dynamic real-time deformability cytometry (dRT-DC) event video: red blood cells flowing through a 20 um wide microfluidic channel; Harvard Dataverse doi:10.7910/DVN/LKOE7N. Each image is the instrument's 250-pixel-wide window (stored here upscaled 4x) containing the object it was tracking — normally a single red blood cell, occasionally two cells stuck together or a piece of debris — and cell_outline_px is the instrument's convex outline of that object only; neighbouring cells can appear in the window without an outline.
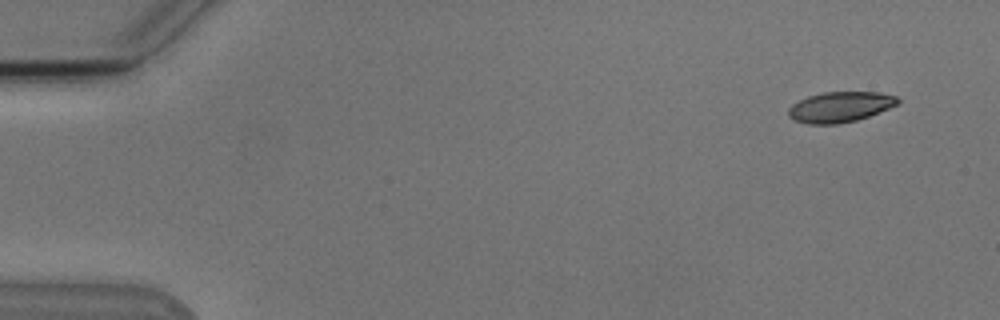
{"species": "Egyptian fruit bat (a non-hibernating species)", "species_latin": "Rousettus aegyptiacus", "temperature_condition": "cold", "stored_images_in_passage": 6, "camera_frame_rate_fps": 3000, "um_per_image_px": 0.085, "animal": {"sex": "male"}, "frame": {"image": 1, "passage_image": 2, "time_ms": 1.0, "image_size_px": [1000, 320], "cell_outline_px": [[900, 104], [868, 116], [856, 120], [836, 124], [808, 124], [796, 120], [788, 116], [788, 108], [792, 104], [808, 96], [824, 92], [880, 92], [896, 96], [900, 100]], "centroid_in_image_um": [71.43, 9.08], "position_along_channel_um": 13.6, "area_um2": 19.36}}